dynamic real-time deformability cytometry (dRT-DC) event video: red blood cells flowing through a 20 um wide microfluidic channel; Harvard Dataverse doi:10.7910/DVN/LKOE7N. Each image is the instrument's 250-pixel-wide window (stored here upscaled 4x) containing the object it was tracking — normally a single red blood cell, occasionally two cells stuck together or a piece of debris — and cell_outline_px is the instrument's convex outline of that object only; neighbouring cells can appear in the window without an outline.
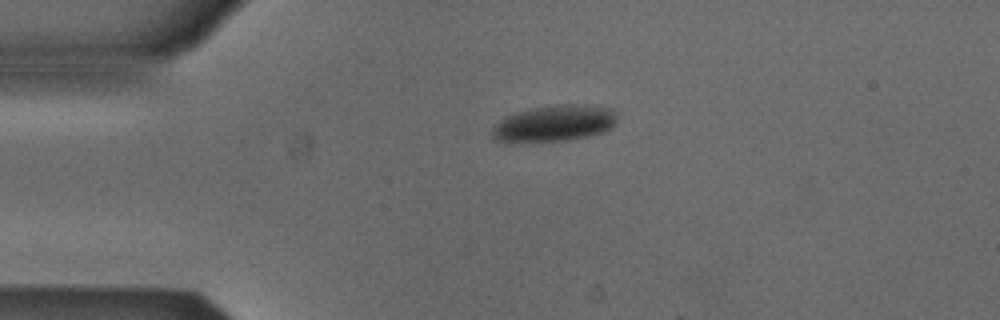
{"species": "Egyptian fruit bat (a non-hibernating species)", "species_latin": "Rousettus aegyptiacus", "temperature_condition": "cold", "stored_images_in_passage": 42, "camera_frame_rate_fps": 3000, "um_per_image_px": 0.085, "animal": {"sex": "male"}, "frame": {"image": 1, "passage_image": 1, "time_ms": 0.0, "image_size_px": [1000, 320], "cell_outline_px": [[616, 120], [604, 132], [588, 136], [568, 140], [496, 140], [492, 136], [492, 128], [504, 116], [532, 108], [556, 104], [572, 104], [612, 108], [616, 112]], "centroid_in_image_um": [47.14, 10.45], "position_along_channel_um": 37.9, "area_um2": 25.72}}
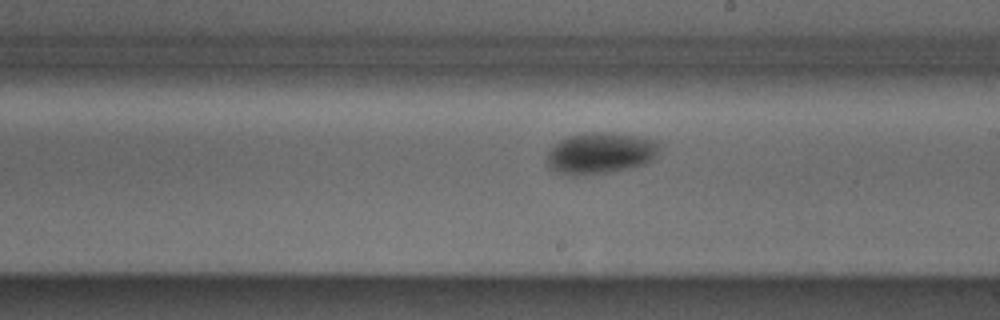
{"frame": {"image": 2, "passage_image": 19, "time_ms": 6.0, "image_size_px": [1000, 320], "cell_outline_px": [[660, 148], [656, 156], [652, 160], [644, 164], [628, 168], [608, 172], [584, 176], [564, 176], [552, 172], [548, 168], [548, 152], [560, 140], [568, 136], [584, 132], [612, 132], [636, 136], [656, 140], [660, 144]], "centroid_in_image_um": [51.0, 13.03], "position_along_channel_um": 238.0, "area_um2": 27.57}}
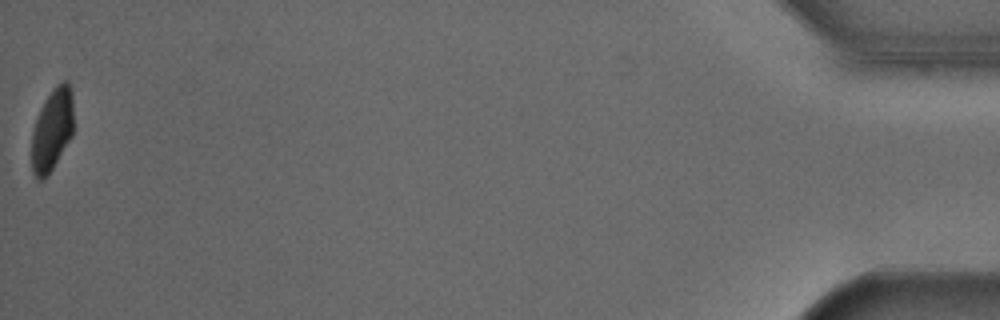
{"frame": {"image": 3, "passage_image": 42, "time_ms": 13.667, "image_size_px": [1000, 320], "cell_outline_px": [[72, 136], [52, 168], [40, 180], [36, 180], [32, 172], [32, 132], [40, 108], [44, 100], [52, 88], [56, 84], [64, 80], [68, 80], [72, 92]], "centroid_in_image_um": [4.42, 10.97], "position_along_channel_um": 430.8, "area_um2": 19.94}, "authors_computed_cell_mechanics": {"area_um2": 25.7499, "velocity_mm_per_s": 3.8618, "shape_relaxation_time_tau1_ms": 3.8182, "shape_relaxation_time_tau2_ms": null, "deformation_change_tau1": 0.1211, "deformation_change_tau2": null}}